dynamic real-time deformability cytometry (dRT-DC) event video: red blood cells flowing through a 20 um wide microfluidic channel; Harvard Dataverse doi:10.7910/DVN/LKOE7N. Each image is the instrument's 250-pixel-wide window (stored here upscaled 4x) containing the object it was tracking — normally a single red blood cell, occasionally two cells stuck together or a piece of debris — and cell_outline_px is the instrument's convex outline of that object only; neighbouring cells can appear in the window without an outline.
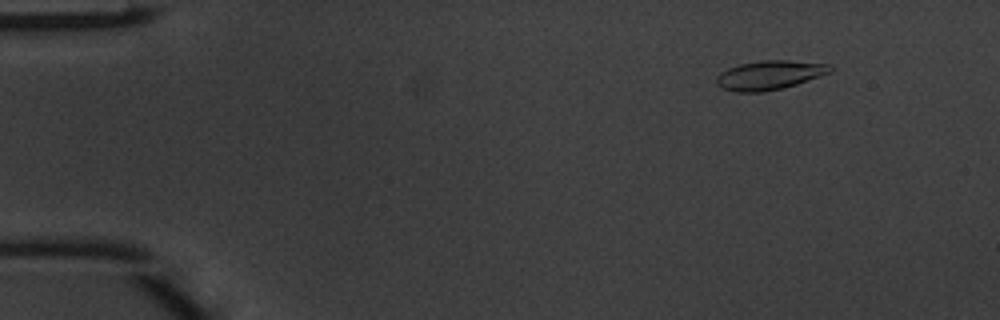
{"species": "common noctule bat (a hibernating species)", "species_latin": "Nyctalus noctula", "temperature_condition": "warm", "stored_images_in_passage": 11, "camera_frame_rate_fps": 3000, "um_per_image_px": 0.085, "animal": {"sex": "male", "body_mass_g": 20.1, "forearm_length_mm": 53.5}, "frame": {"image": 1, "passage_image": 4, "time_ms": 1.0, "image_size_px": [1000, 320], "cell_outline_px": [[832, 72], [796, 84], [764, 92], [736, 92], [724, 88], [716, 84], [716, 76], [720, 72], [728, 68], [740, 64], [760, 60], [788, 60], [828, 64], [832, 68]], "centroid_in_image_um": [65.39, 6.38], "position_along_channel_um": 19.6, "area_um2": 19.19}}